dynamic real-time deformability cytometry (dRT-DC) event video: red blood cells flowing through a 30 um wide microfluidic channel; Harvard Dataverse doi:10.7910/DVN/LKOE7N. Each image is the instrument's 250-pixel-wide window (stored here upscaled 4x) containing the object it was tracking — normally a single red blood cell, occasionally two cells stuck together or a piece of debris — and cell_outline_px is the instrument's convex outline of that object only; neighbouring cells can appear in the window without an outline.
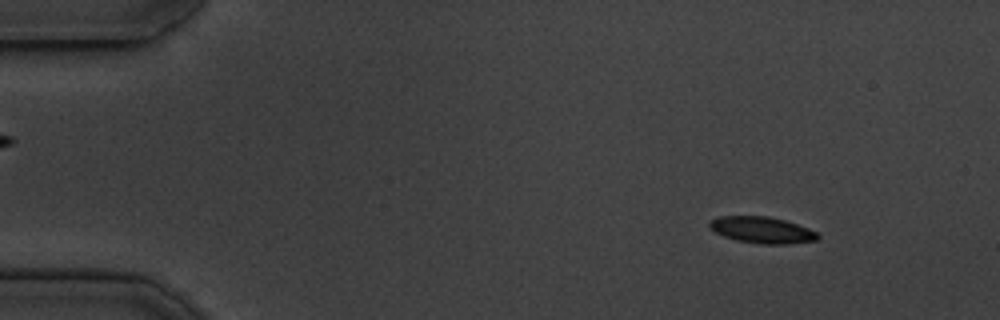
{"species": "common noctule bat (a hibernating species)", "species_latin": "Nyctalus noctula", "temperature_condition": "cold", "stored_images_in_passage": 54, "camera_frame_rate_fps": 3000, "um_per_image_px": 0.085, "animal": {"sex": "male", "body_mass_g": 19.5, "forearm_length_mm": 54.6}, "frame": {"image": 1, "passage_image": 6, "time_ms": 1.667, "image_size_px": [1000, 320], "cell_outline_px": [[820, 236], [816, 240], [788, 244], [764, 244], [736, 240], [724, 236], [708, 228], [708, 220], [720, 216], [768, 216], [784, 220], [808, 228], [816, 232]], "centroid_in_image_um": [64.73, 19.54], "position_along_channel_um": 20.3, "area_um2": 16.65}}
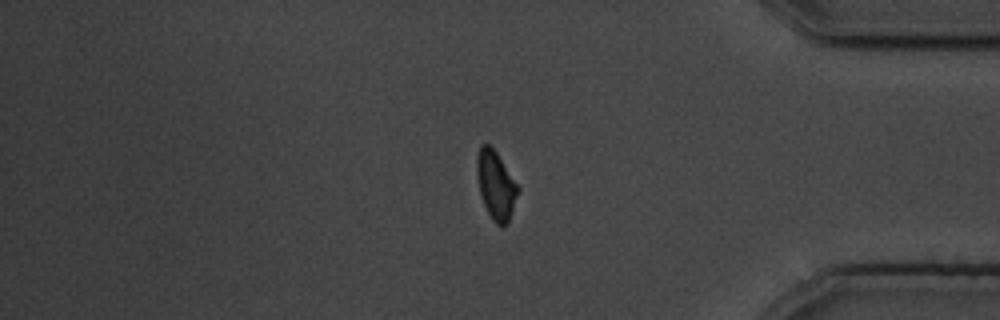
{"frame": {"image": 2, "passage_image": 45, "time_ms": 14.667, "image_size_px": [1000, 320], "cell_outline_px": [[520, 188], [508, 224], [496, 224], [492, 220], [484, 204], [480, 192], [476, 172], [476, 160], [480, 144], [488, 144], [496, 152]], "centroid_in_image_um": [42.14, 15.73], "position_along_channel_um": 393.1, "area_um2": 16.18}}
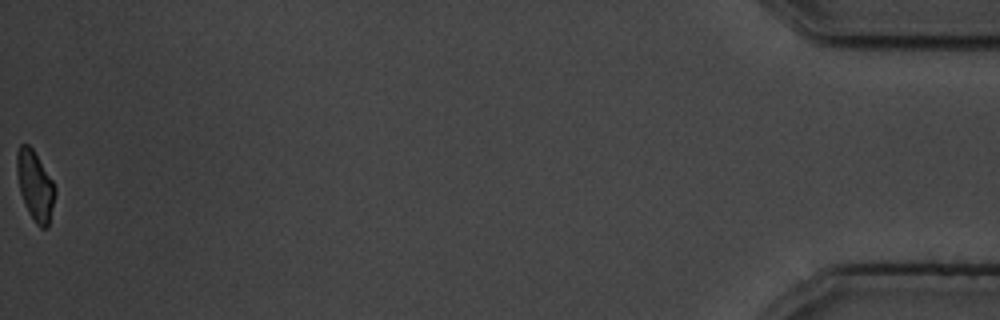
{"frame": {"image": 3, "passage_image": 54, "time_ms": 17.667, "image_size_px": [1000, 320], "cell_outline_px": [[56, 192], [48, 228], [40, 228], [36, 224], [28, 212], [20, 192], [16, 172], [16, 152], [20, 144], [28, 144], [32, 148], [52, 180], [56, 188]], "centroid_in_image_um": [2.97, 15.79], "position_along_channel_um": 432.2, "area_um2": 15.55}, "authors_computed_cell_mechanics": {"area_um2": 16.9932, "velocity_mm_per_s": 3.7221, "shape_relaxation_time_tau1_ms": 2.4682, "shape_relaxation_time_tau2_ms": 7.381, "deformation_change_tau1": 0.1178, "deformation_change_tau2": 0.0591}}